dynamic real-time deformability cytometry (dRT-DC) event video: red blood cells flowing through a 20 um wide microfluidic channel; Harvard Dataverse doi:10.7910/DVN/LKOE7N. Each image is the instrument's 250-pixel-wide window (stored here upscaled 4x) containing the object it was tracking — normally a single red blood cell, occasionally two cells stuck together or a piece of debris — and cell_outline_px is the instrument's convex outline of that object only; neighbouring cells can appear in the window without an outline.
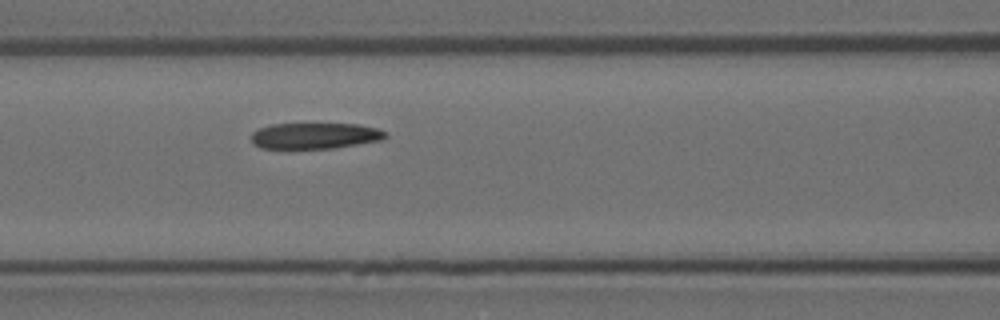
{"species": "Egyptian fruit bat (a non-hibernating species)", "species_latin": "Rousettus aegyptiacus", "temperature_condition": "room temperature", "stored_images_in_passage": 5, "segment_of_instrument_passage": [1, 2], "camera_frame_rate_fps": 3000, "um_per_image_px": 0.085, "animal": {"sex": "female"}, "frame": {"image": 1, "passage_image": 4, "time_ms": 1.0, "image_size_px": [1000, 320], "cell_outline_px": [[388, 136], [384, 140], [332, 148], [260, 148], [252, 140], [252, 132], [260, 128], [272, 124], [360, 124], [376, 128], [388, 132]], "centroid_in_image_um": [26.84, 11.53], "position_along_channel_um": 139.8, "area_um2": 20.29}}